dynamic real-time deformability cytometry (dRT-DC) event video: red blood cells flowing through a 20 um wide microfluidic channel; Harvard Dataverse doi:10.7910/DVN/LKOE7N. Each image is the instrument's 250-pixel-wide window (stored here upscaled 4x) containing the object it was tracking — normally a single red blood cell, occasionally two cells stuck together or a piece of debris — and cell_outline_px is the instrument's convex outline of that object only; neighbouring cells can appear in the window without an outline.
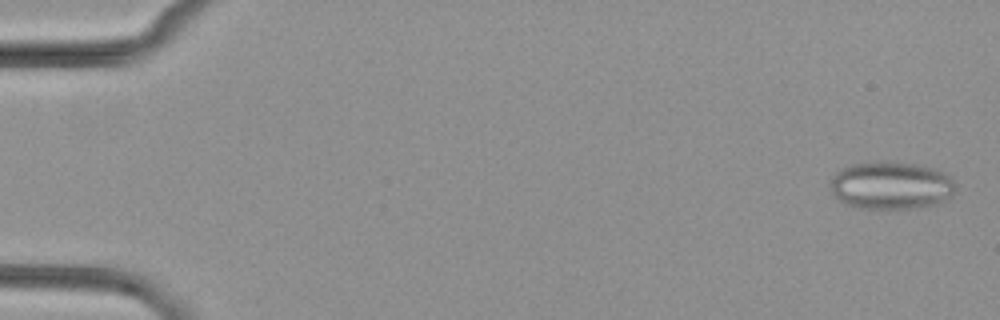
{"species": "common noctule bat (a hibernating species)", "species_latin": "Nyctalus noctula", "temperature_condition": "cold", "stored_images_in_passage": 53, "segment_of_instrument_passage": [1, 2], "camera_frame_rate_fps": 3000, "um_per_image_px": 0.085, "animal": {"sex": "female", "body_mass_g": 29.2, "forearm_length_mm": 56.3}, "frame": {"image": 1, "passage_image": 2, "time_ms": 0.333, "image_size_px": [1000, 320], "cell_outline_px": [[956, 188], [952, 196], [944, 200], [920, 208], [860, 208], [848, 204], [840, 200], [832, 192], [828, 184], [832, 176], [836, 172], [852, 164], [880, 160], [896, 160], [924, 164], [936, 168], [948, 176], [952, 180]], "centroid_in_image_um": [75.75, 15.72], "position_along_channel_um": 9.3, "area_um2": 35.37}}